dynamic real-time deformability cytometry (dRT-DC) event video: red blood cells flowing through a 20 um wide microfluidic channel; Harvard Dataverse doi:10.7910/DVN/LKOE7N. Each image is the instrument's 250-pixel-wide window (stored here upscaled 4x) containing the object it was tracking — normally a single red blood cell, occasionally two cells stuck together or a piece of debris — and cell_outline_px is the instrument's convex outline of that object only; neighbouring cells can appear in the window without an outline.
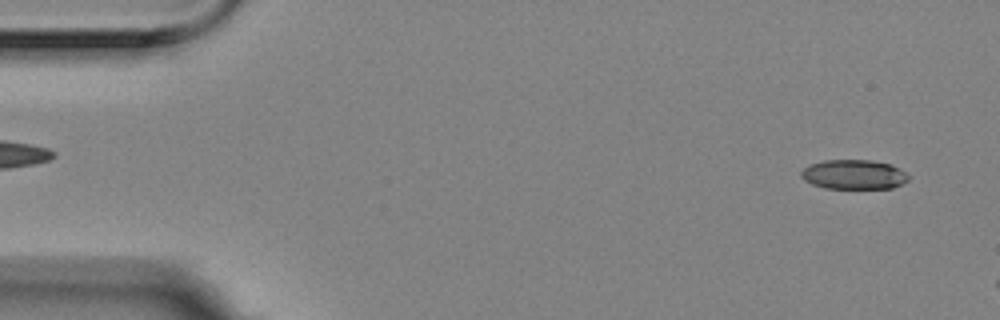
{"species": "Egyptian fruit bat (a non-hibernating species)", "species_latin": "Rousettus aegyptiacus", "temperature_condition": "room temperature", "stored_images_in_passage": 3, "camera_frame_rate_fps": 3000, "um_per_image_px": 0.085, "animal": {"sex": "female"}, "frame": {"image": 1, "passage_image": 1, "time_ms": 0.0, "image_size_px": [1000, 320], "cell_outline_px": [[908, 180], [892, 188], [824, 188], [812, 184], [804, 180], [800, 176], [800, 172], [808, 164], [824, 160], [872, 160], [892, 164], [900, 168], [908, 176]], "centroid_in_image_um": [72.54, 14.82], "position_along_channel_um": 12.5, "area_um2": 18.55}}